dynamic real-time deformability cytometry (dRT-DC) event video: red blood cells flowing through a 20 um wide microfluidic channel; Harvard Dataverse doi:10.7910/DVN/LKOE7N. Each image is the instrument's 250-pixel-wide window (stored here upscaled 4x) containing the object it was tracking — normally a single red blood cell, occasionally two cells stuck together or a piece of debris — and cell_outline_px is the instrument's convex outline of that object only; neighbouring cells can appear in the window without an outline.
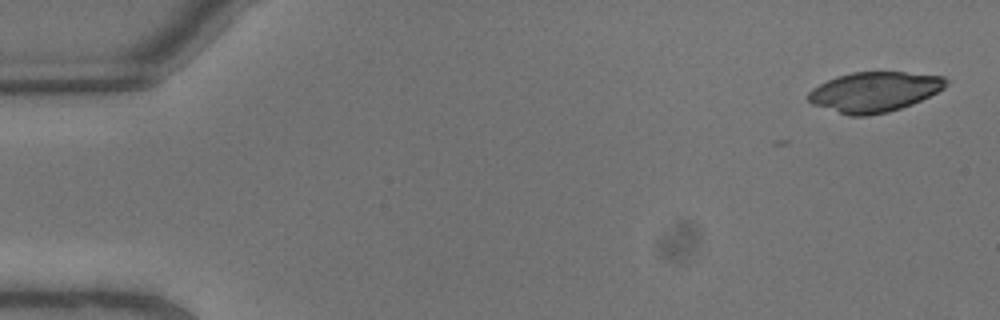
{"species": "common noctule bat (a hibernating species)", "species_latin": "Nyctalus noctula", "temperature_condition": "warm", "stored_images_in_passage": 8, "camera_frame_rate_fps": 3000, "um_per_image_px": 0.085, "animal": {"sex": "male", "body_mass_g": 13.3}, "frame": {"image": 1, "passage_image": 1, "time_ms": 0.0, "image_size_px": [1000, 320], "cell_outline_px": [[948, 84], [944, 88], [912, 104], [888, 112], [868, 116], [848, 116], [812, 104], [808, 100], [808, 92], [812, 88], [836, 76], [852, 72], [904, 72], [944, 76], [948, 80]], "centroid_in_image_um": [74.3, 7.81], "position_along_channel_um": 10.7, "area_um2": 32.14}}
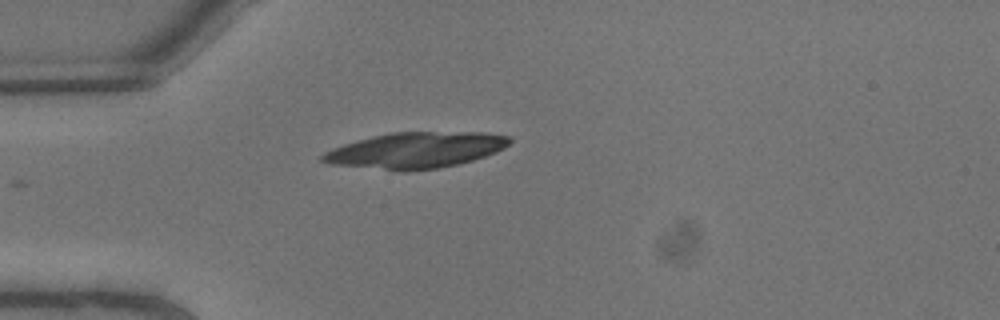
{"frame": {"image": 2, "passage_image": 6, "time_ms": 1.667, "image_size_px": [1000, 320], "cell_outline_px": [[512, 140], [504, 148], [496, 152], [472, 160], [440, 168], [404, 172], [328, 164], [320, 160], [320, 156], [324, 152], [332, 148], [344, 144], [372, 136], [392, 132], [484, 132], [508, 136]], "centroid_in_image_um": [35.29, 12.78], "position_along_channel_um": 49.7, "area_um2": 39.36}}